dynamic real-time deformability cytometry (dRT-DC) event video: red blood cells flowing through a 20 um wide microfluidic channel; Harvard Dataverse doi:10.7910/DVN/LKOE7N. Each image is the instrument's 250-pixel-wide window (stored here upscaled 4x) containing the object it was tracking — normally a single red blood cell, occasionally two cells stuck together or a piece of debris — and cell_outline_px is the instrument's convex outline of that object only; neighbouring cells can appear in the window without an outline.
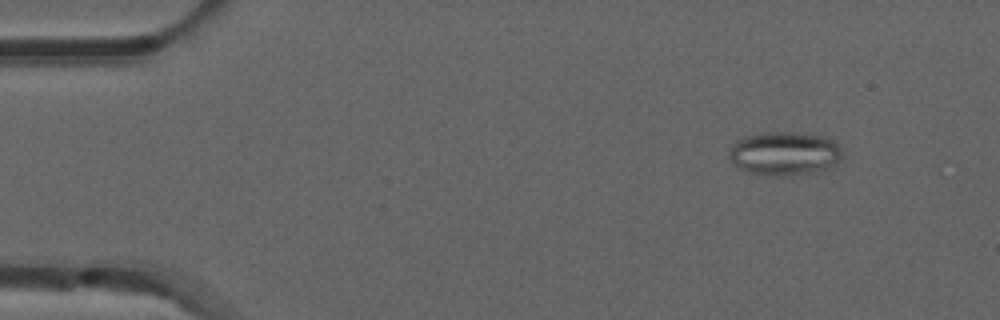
{"species": "common noctule bat (a hibernating species)", "species_latin": "Nyctalus noctula", "temperature_condition": "room temperature", "stored_images_in_passage": 52, "camera_frame_rate_fps": 3000, "um_per_image_px": 0.085, "animal": {"sex": "male", "forearm_length_mm": 52.5}, "frame": {"image": 1, "passage_image": 6, "time_ms": 1.667, "image_size_px": [1000, 320], "cell_outline_px": [[844, 156], [828, 168], [812, 172], [776, 176], [748, 172], [732, 164], [728, 156], [728, 148], [736, 140], [744, 136], [764, 132], [796, 132], [824, 136], [832, 140], [840, 148]], "centroid_in_image_um": [66.63, 13.02], "position_along_channel_um": 18.4, "area_um2": 28.9}}
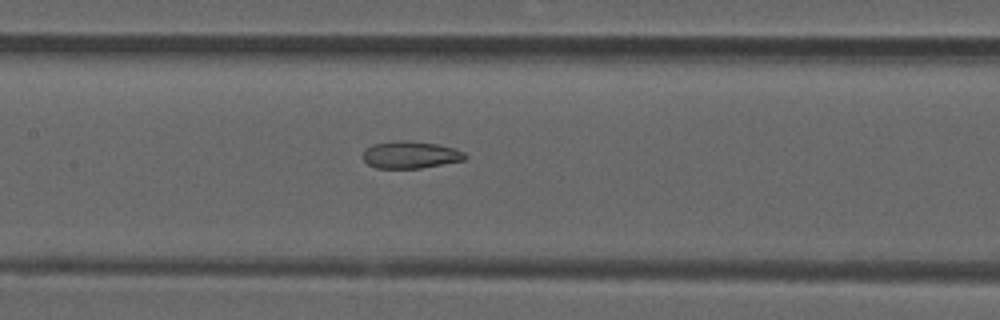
{"frame": {"image": 2, "passage_image": 25, "time_ms": 8.0, "image_size_px": [1000, 320], "cell_outline_px": [[468, 156], [464, 160], [420, 168], [376, 168], [368, 164], [364, 160], [364, 148], [372, 144], [396, 140], [404, 140], [436, 144], [452, 148], [464, 152]], "centroid_in_image_um": [34.86, 13.15], "position_along_channel_um": 172.5, "area_um2": 16.07}}
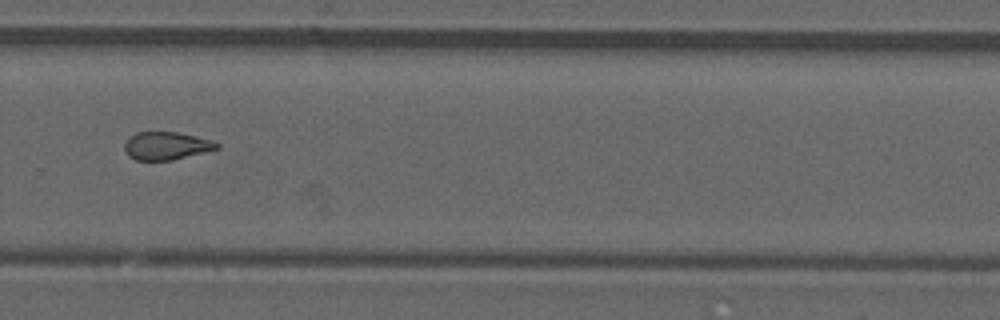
{"frame": {"image": 3, "passage_image": 36, "time_ms": 11.667, "image_size_px": [1000, 320], "cell_outline_px": [[220, 148], [172, 160], [136, 160], [128, 156], [124, 148], [124, 144], [136, 132], [176, 132], [212, 140], [220, 144]], "centroid_in_image_um": [14.15, 12.4], "position_along_channel_um": 315.7, "area_um2": 14.85}, "authors_computed_cell_mechanics": {"area_um2": 16.2129, "velocity_mm_per_s": 3.9268, "shape_relaxation_time_tau1_ms": null, "shape_relaxation_time_tau2_ms": 2.8155, "deformation_change_tau1": null, "deformation_change_tau2": 0.106}}